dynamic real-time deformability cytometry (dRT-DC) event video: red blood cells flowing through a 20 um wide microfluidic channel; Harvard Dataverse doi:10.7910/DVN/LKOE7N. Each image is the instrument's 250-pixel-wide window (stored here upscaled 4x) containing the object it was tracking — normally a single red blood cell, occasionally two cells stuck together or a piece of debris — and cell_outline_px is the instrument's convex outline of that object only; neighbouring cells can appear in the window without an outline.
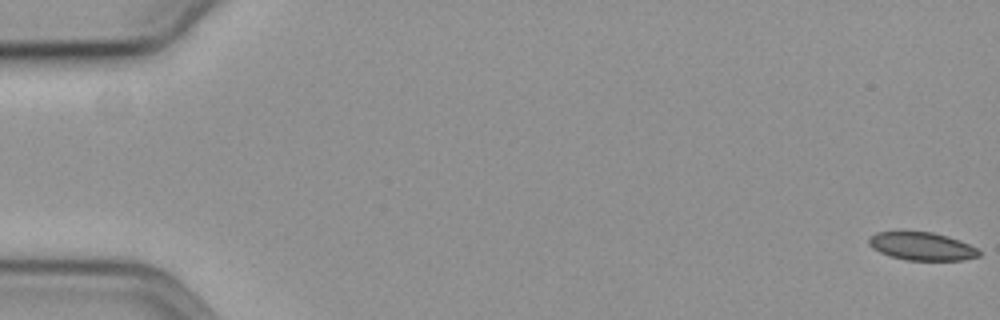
{"species": "common noctule bat (a hibernating species)", "species_latin": "Nyctalus noctula", "temperature_condition": "cold", "stored_images_in_passage": 59, "camera_frame_rate_fps": 3000, "um_per_image_px": 0.085, "animal": {"sex": "female", "body_mass_g": 19.3, "forearm_length_mm": 54.1}, "frame": {"image": 1, "passage_image": 1, "time_ms": 0.0, "image_size_px": [1000, 320], "cell_outline_px": [[980, 256], [964, 260], [908, 260], [892, 256], [880, 252], [872, 248], [868, 244], [868, 240], [876, 232], [932, 232], [948, 236], [960, 240], [976, 248], [980, 252]], "centroid_in_image_um": [78.38, 20.93], "position_along_channel_um": 6.6, "area_um2": 17.8}}
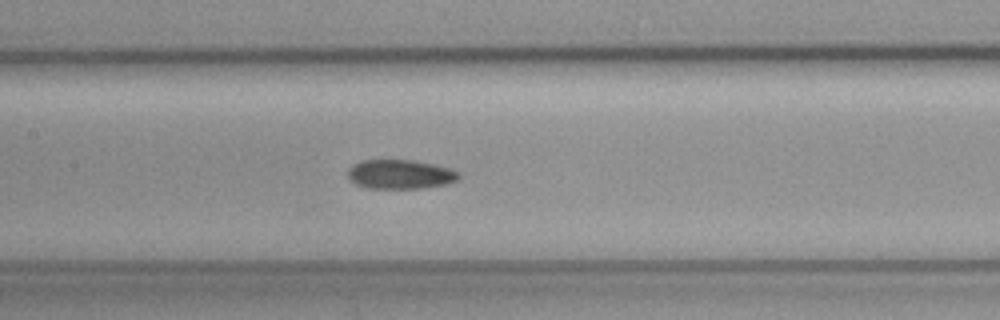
{"frame": {"image": 2, "passage_image": 29, "time_ms": 9.333, "image_size_px": [1000, 320], "cell_outline_px": [[460, 176], [456, 180], [444, 184], [424, 188], [368, 188], [356, 184], [348, 176], [348, 168], [352, 164], [360, 160], [412, 160], [432, 164], [448, 168], [460, 172]], "centroid_in_image_um": [33.99, 14.81], "position_along_channel_um": 173.4, "area_um2": 18.79}}
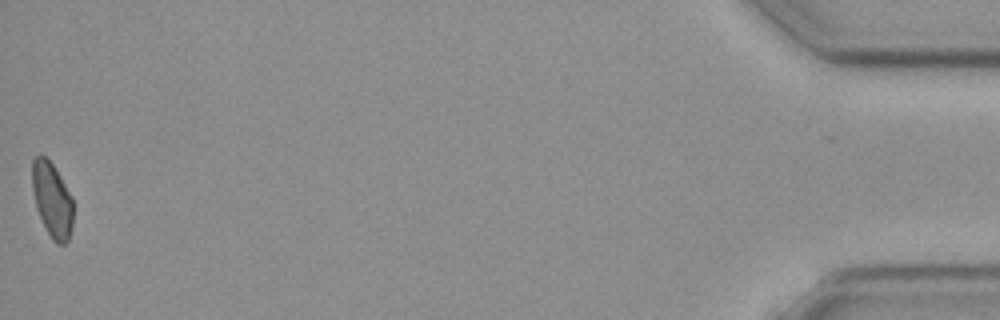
{"frame": {"image": 3, "passage_image": 59, "time_ms": 19.333, "image_size_px": [1000, 320], "cell_outline_px": [[72, 228], [68, 240], [64, 244], [56, 244], [52, 240], [36, 208], [32, 188], [32, 160], [36, 156], [44, 156], [52, 164], [60, 176], [72, 196]], "centroid_in_image_um": [4.43, 16.99], "position_along_channel_um": 430.8, "area_um2": 17.69}, "authors_computed_cell_mechanics": {"area_um2": 18.785, "velocity_mm_per_s": 3.6036, "shape_relaxation_time_tau1_ms": null, "shape_relaxation_time_tau2_ms": 4.4734, "deformation_change_tau1": null, "deformation_change_tau2": 0.0937}}